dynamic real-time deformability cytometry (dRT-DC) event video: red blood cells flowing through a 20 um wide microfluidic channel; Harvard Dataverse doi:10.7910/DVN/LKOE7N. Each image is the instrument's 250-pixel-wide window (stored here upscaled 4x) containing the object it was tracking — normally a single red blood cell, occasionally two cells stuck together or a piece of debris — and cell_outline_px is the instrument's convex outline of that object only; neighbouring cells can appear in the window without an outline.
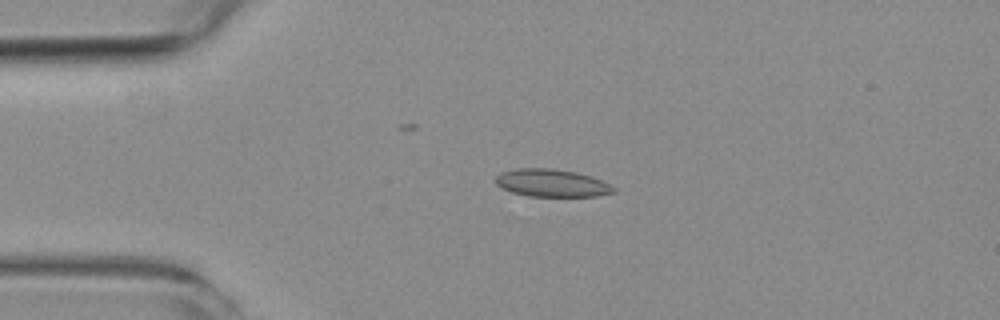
{"species": "common noctule bat (a hibernating species)", "species_latin": "Nyctalus noctula", "temperature_condition": "room temperature", "stored_images_in_passage": 3, "camera_frame_rate_fps": 3000, "um_per_image_px": 0.085, "animal": {"sex": "female", "body_mass_g": 19.3, "forearm_length_mm": 54.1}, "frame": {"image": 1, "passage_image": 2, "time_ms": 1.333, "image_size_px": [1000, 320], "cell_outline_px": [[616, 192], [596, 196], [528, 196], [512, 192], [496, 184], [496, 176], [500, 172], [516, 168], [552, 168], [576, 172], [592, 176], [616, 188]], "centroid_in_image_um": [46.9, 15.55], "position_along_channel_um": 38.1, "area_um2": 18.96}}